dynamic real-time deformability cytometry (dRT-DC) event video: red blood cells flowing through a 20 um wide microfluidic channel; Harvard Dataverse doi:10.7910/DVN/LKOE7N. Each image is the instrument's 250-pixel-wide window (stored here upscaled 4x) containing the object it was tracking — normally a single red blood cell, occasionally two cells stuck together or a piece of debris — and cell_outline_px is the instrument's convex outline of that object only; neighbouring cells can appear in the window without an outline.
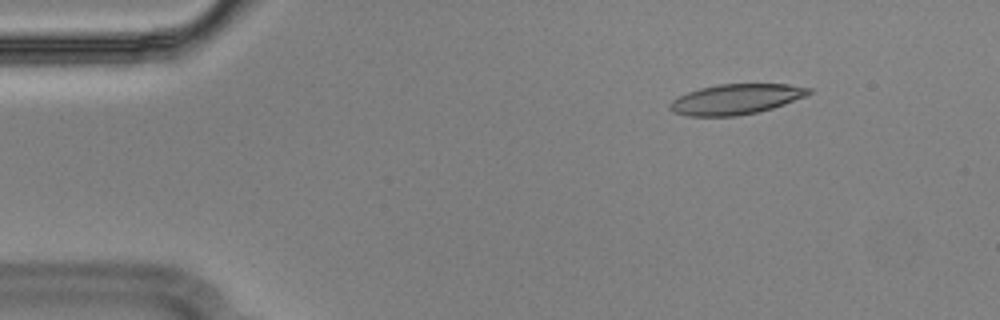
{"species": "Egyptian fruit bat (a non-hibernating species)", "species_latin": "Rousettus aegyptiacus", "temperature_condition": "cold", "stored_images_in_passage": 49, "camera_frame_rate_fps": 3000, "um_per_image_px": 0.085, "animal": {"sex": "male"}, "frame": {"image": 1, "passage_image": 1, "time_ms": 0.0, "image_size_px": [1000, 320], "cell_outline_px": [[812, 92], [808, 96], [772, 108], [756, 112], [736, 116], [688, 116], [672, 112], [668, 108], [668, 104], [672, 100], [688, 92], [700, 88], [716, 84], [788, 84], [812, 88]], "centroid_in_image_um": [62.56, 8.43], "position_along_channel_um": 22.4, "area_um2": 24.62}}
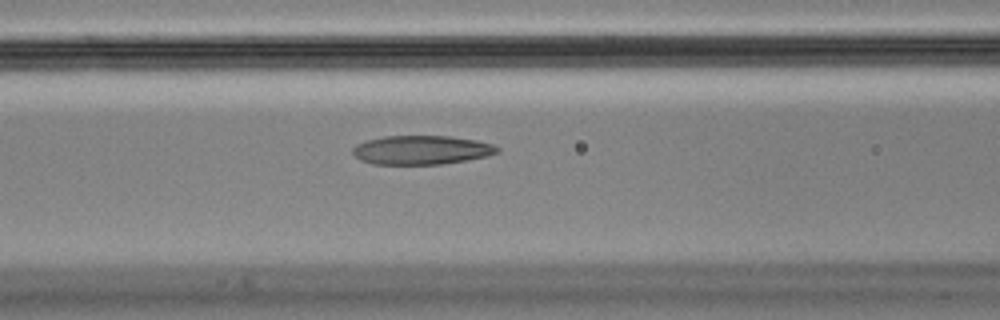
{"frame": {"image": 2, "passage_image": 16, "time_ms": 5.0, "image_size_px": [1000, 320], "cell_outline_px": [[500, 152], [488, 156], [468, 160], [440, 164], [372, 164], [360, 160], [352, 152], [352, 148], [356, 144], [368, 140], [384, 136], [452, 136], [476, 140], [492, 144], [500, 148]], "centroid_in_image_um": [35.85, 12.75], "position_along_channel_um": 130.8, "area_um2": 24.51}}
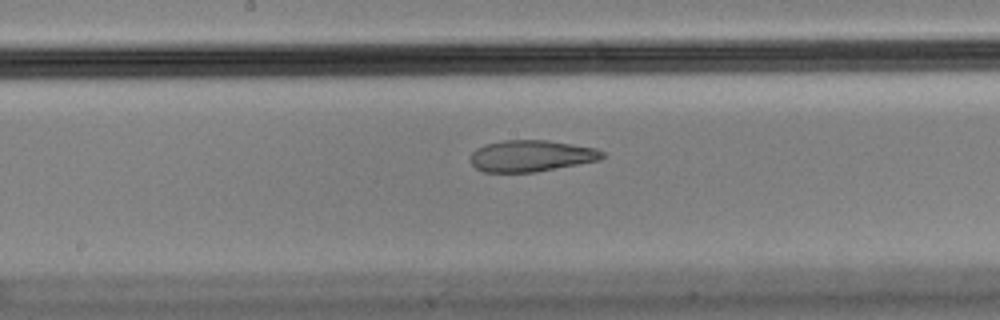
{"frame": {"image": 3, "passage_image": 22, "time_ms": 7.0, "image_size_px": [1000, 320], "cell_outline_px": [[604, 156], [600, 160], [536, 172], [484, 172], [476, 168], [472, 164], [472, 152], [476, 148], [484, 144], [504, 140], [548, 140], [596, 148], [604, 152]], "centroid_in_image_um": [45.16, 13.25], "position_along_channel_um": 203.0, "area_um2": 24.16}, "authors_computed_cell_mechanics": {"area_um2": 25.8366, "velocity_mm_per_s": 3.6151, "shape_relaxation_time_tau1_ms": null, "shape_relaxation_time_tau2_ms": 2.1646, "deformation_change_tau1": null, "deformation_change_tau2": 0.0923}}